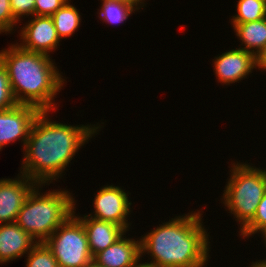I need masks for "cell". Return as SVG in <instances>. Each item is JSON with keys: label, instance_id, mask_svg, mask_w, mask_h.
I'll return each mask as SVG.
<instances>
[{"label": "cell", "instance_id": "7a4b0ae2", "mask_svg": "<svg viewBox=\"0 0 266 267\" xmlns=\"http://www.w3.org/2000/svg\"><path fill=\"white\" fill-rule=\"evenodd\" d=\"M201 212L196 209L175 216L142 235L141 256L146 253L151 261L141 264L149 267H207L210 235L204 227Z\"/></svg>", "mask_w": 266, "mask_h": 267}, {"label": "cell", "instance_id": "5bb4252c", "mask_svg": "<svg viewBox=\"0 0 266 267\" xmlns=\"http://www.w3.org/2000/svg\"><path fill=\"white\" fill-rule=\"evenodd\" d=\"M37 243L16 222L0 224V264L22 258Z\"/></svg>", "mask_w": 266, "mask_h": 267}, {"label": "cell", "instance_id": "ac0fdd59", "mask_svg": "<svg viewBox=\"0 0 266 267\" xmlns=\"http://www.w3.org/2000/svg\"><path fill=\"white\" fill-rule=\"evenodd\" d=\"M237 14L231 16V23H247L266 18V0H238Z\"/></svg>", "mask_w": 266, "mask_h": 267}, {"label": "cell", "instance_id": "d4e9b609", "mask_svg": "<svg viewBox=\"0 0 266 267\" xmlns=\"http://www.w3.org/2000/svg\"><path fill=\"white\" fill-rule=\"evenodd\" d=\"M256 69L266 71V45L265 47L255 56Z\"/></svg>", "mask_w": 266, "mask_h": 267}, {"label": "cell", "instance_id": "3957f363", "mask_svg": "<svg viewBox=\"0 0 266 267\" xmlns=\"http://www.w3.org/2000/svg\"><path fill=\"white\" fill-rule=\"evenodd\" d=\"M0 60L6 67L18 104L31 105L40 111L58 110L55 97L67 81L52 57L11 43L0 50Z\"/></svg>", "mask_w": 266, "mask_h": 267}, {"label": "cell", "instance_id": "9c48e42d", "mask_svg": "<svg viewBox=\"0 0 266 267\" xmlns=\"http://www.w3.org/2000/svg\"><path fill=\"white\" fill-rule=\"evenodd\" d=\"M39 113L38 108L23 104L0 111V151L17 140L23 143L24 149L31 126Z\"/></svg>", "mask_w": 266, "mask_h": 267}, {"label": "cell", "instance_id": "7c38bea8", "mask_svg": "<svg viewBox=\"0 0 266 267\" xmlns=\"http://www.w3.org/2000/svg\"><path fill=\"white\" fill-rule=\"evenodd\" d=\"M141 240L123 235L111 246L98 252L93 260L101 267H138L141 264Z\"/></svg>", "mask_w": 266, "mask_h": 267}, {"label": "cell", "instance_id": "9a60e30c", "mask_svg": "<svg viewBox=\"0 0 266 267\" xmlns=\"http://www.w3.org/2000/svg\"><path fill=\"white\" fill-rule=\"evenodd\" d=\"M244 49L256 56L266 45V18L247 23H231ZM244 46V47H243Z\"/></svg>", "mask_w": 266, "mask_h": 267}, {"label": "cell", "instance_id": "8992f818", "mask_svg": "<svg viewBox=\"0 0 266 267\" xmlns=\"http://www.w3.org/2000/svg\"><path fill=\"white\" fill-rule=\"evenodd\" d=\"M58 267H84L93 260L83 223L72 214L44 242Z\"/></svg>", "mask_w": 266, "mask_h": 267}, {"label": "cell", "instance_id": "4316f807", "mask_svg": "<svg viewBox=\"0 0 266 267\" xmlns=\"http://www.w3.org/2000/svg\"><path fill=\"white\" fill-rule=\"evenodd\" d=\"M131 2H133L136 6H138L140 9H143L144 6L146 5L144 2H146L145 0H129Z\"/></svg>", "mask_w": 266, "mask_h": 267}, {"label": "cell", "instance_id": "d6986e66", "mask_svg": "<svg viewBox=\"0 0 266 267\" xmlns=\"http://www.w3.org/2000/svg\"><path fill=\"white\" fill-rule=\"evenodd\" d=\"M26 255L25 267H58L51 250L44 242L37 243Z\"/></svg>", "mask_w": 266, "mask_h": 267}, {"label": "cell", "instance_id": "e0dca14e", "mask_svg": "<svg viewBox=\"0 0 266 267\" xmlns=\"http://www.w3.org/2000/svg\"><path fill=\"white\" fill-rule=\"evenodd\" d=\"M68 0L51 17L60 39H66L78 31L81 24V15L78 9Z\"/></svg>", "mask_w": 266, "mask_h": 267}, {"label": "cell", "instance_id": "30bf717a", "mask_svg": "<svg viewBox=\"0 0 266 267\" xmlns=\"http://www.w3.org/2000/svg\"><path fill=\"white\" fill-rule=\"evenodd\" d=\"M212 62L217 82L223 85L239 83L256 69L255 56L240 48L218 54Z\"/></svg>", "mask_w": 266, "mask_h": 267}, {"label": "cell", "instance_id": "2e32d148", "mask_svg": "<svg viewBox=\"0 0 266 267\" xmlns=\"http://www.w3.org/2000/svg\"><path fill=\"white\" fill-rule=\"evenodd\" d=\"M98 9V17L103 23L120 24L126 22L132 13L138 12L140 8L129 0H101Z\"/></svg>", "mask_w": 266, "mask_h": 267}, {"label": "cell", "instance_id": "44dd1931", "mask_svg": "<svg viewBox=\"0 0 266 267\" xmlns=\"http://www.w3.org/2000/svg\"><path fill=\"white\" fill-rule=\"evenodd\" d=\"M17 104L11 89L8 72L0 60V111L12 108Z\"/></svg>", "mask_w": 266, "mask_h": 267}, {"label": "cell", "instance_id": "277c9868", "mask_svg": "<svg viewBox=\"0 0 266 267\" xmlns=\"http://www.w3.org/2000/svg\"><path fill=\"white\" fill-rule=\"evenodd\" d=\"M41 186L37 184L28 194L16 219L38 243L45 242L73 214L77 203L67 189H49L43 194Z\"/></svg>", "mask_w": 266, "mask_h": 267}, {"label": "cell", "instance_id": "603a6c76", "mask_svg": "<svg viewBox=\"0 0 266 267\" xmlns=\"http://www.w3.org/2000/svg\"><path fill=\"white\" fill-rule=\"evenodd\" d=\"M12 14L21 24L22 17L34 16L35 0H10Z\"/></svg>", "mask_w": 266, "mask_h": 267}, {"label": "cell", "instance_id": "8fae6325", "mask_svg": "<svg viewBox=\"0 0 266 267\" xmlns=\"http://www.w3.org/2000/svg\"><path fill=\"white\" fill-rule=\"evenodd\" d=\"M37 184L22 175L0 179V224L14 223L22 205Z\"/></svg>", "mask_w": 266, "mask_h": 267}, {"label": "cell", "instance_id": "52a82bcc", "mask_svg": "<svg viewBox=\"0 0 266 267\" xmlns=\"http://www.w3.org/2000/svg\"><path fill=\"white\" fill-rule=\"evenodd\" d=\"M128 196L129 193L118 185L114 186L112 183L105 185L94 196L93 213L86 216L115 223L129 231L131 223L128 221V217L132 213V202Z\"/></svg>", "mask_w": 266, "mask_h": 267}, {"label": "cell", "instance_id": "5b68a950", "mask_svg": "<svg viewBox=\"0 0 266 267\" xmlns=\"http://www.w3.org/2000/svg\"><path fill=\"white\" fill-rule=\"evenodd\" d=\"M231 165L221 203L239 222L241 231L253 219L266 192V175L264 168L251 166L248 162L235 161Z\"/></svg>", "mask_w": 266, "mask_h": 267}, {"label": "cell", "instance_id": "83f0119b", "mask_svg": "<svg viewBox=\"0 0 266 267\" xmlns=\"http://www.w3.org/2000/svg\"><path fill=\"white\" fill-rule=\"evenodd\" d=\"M84 267H101L100 265H98L94 260H92L91 262H89L87 265H85Z\"/></svg>", "mask_w": 266, "mask_h": 267}, {"label": "cell", "instance_id": "ffe728a7", "mask_svg": "<svg viewBox=\"0 0 266 267\" xmlns=\"http://www.w3.org/2000/svg\"><path fill=\"white\" fill-rule=\"evenodd\" d=\"M266 230V192L258 204L256 214L253 219L239 232L243 239L262 233Z\"/></svg>", "mask_w": 266, "mask_h": 267}, {"label": "cell", "instance_id": "4fadbf2b", "mask_svg": "<svg viewBox=\"0 0 266 267\" xmlns=\"http://www.w3.org/2000/svg\"><path fill=\"white\" fill-rule=\"evenodd\" d=\"M76 205L73 214L83 223L89 243L91 255L94 257L98 252L105 250L118 239H120L127 231L112 222L101 221L92 217L83 215L78 216L76 213Z\"/></svg>", "mask_w": 266, "mask_h": 267}, {"label": "cell", "instance_id": "f1b7e54d", "mask_svg": "<svg viewBox=\"0 0 266 267\" xmlns=\"http://www.w3.org/2000/svg\"><path fill=\"white\" fill-rule=\"evenodd\" d=\"M261 237L263 238V240H264V244L266 245V230L265 231H263L262 233H261ZM266 247V246H265Z\"/></svg>", "mask_w": 266, "mask_h": 267}, {"label": "cell", "instance_id": "cb8c5ba5", "mask_svg": "<svg viewBox=\"0 0 266 267\" xmlns=\"http://www.w3.org/2000/svg\"><path fill=\"white\" fill-rule=\"evenodd\" d=\"M68 0H35L34 15L52 16Z\"/></svg>", "mask_w": 266, "mask_h": 267}, {"label": "cell", "instance_id": "6da1fadb", "mask_svg": "<svg viewBox=\"0 0 266 267\" xmlns=\"http://www.w3.org/2000/svg\"><path fill=\"white\" fill-rule=\"evenodd\" d=\"M50 111H40L35 118L23 149L20 172L39 185H49L63 176L64 170L102 125H67L51 121Z\"/></svg>", "mask_w": 266, "mask_h": 267}, {"label": "cell", "instance_id": "7402d4cb", "mask_svg": "<svg viewBox=\"0 0 266 267\" xmlns=\"http://www.w3.org/2000/svg\"><path fill=\"white\" fill-rule=\"evenodd\" d=\"M19 23L12 14L10 0H0V34L13 33Z\"/></svg>", "mask_w": 266, "mask_h": 267}, {"label": "cell", "instance_id": "484cf974", "mask_svg": "<svg viewBox=\"0 0 266 267\" xmlns=\"http://www.w3.org/2000/svg\"><path fill=\"white\" fill-rule=\"evenodd\" d=\"M251 264L252 265L249 267H266V259H263V260L260 259L256 262H252Z\"/></svg>", "mask_w": 266, "mask_h": 267}, {"label": "cell", "instance_id": "f546056e", "mask_svg": "<svg viewBox=\"0 0 266 267\" xmlns=\"http://www.w3.org/2000/svg\"><path fill=\"white\" fill-rule=\"evenodd\" d=\"M138 267H149V266H146V265L140 264Z\"/></svg>", "mask_w": 266, "mask_h": 267}, {"label": "cell", "instance_id": "ba28073f", "mask_svg": "<svg viewBox=\"0 0 266 267\" xmlns=\"http://www.w3.org/2000/svg\"><path fill=\"white\" fill-rule=\"evenodd\" d=\"M30 18L31 20L20 28L21 41H16V44L25 50L50 56V52L58 49L61 41L52 17L34 15Z\"/></svg>", "mask_w": 266, "mask_h": 267}]
</instances>
